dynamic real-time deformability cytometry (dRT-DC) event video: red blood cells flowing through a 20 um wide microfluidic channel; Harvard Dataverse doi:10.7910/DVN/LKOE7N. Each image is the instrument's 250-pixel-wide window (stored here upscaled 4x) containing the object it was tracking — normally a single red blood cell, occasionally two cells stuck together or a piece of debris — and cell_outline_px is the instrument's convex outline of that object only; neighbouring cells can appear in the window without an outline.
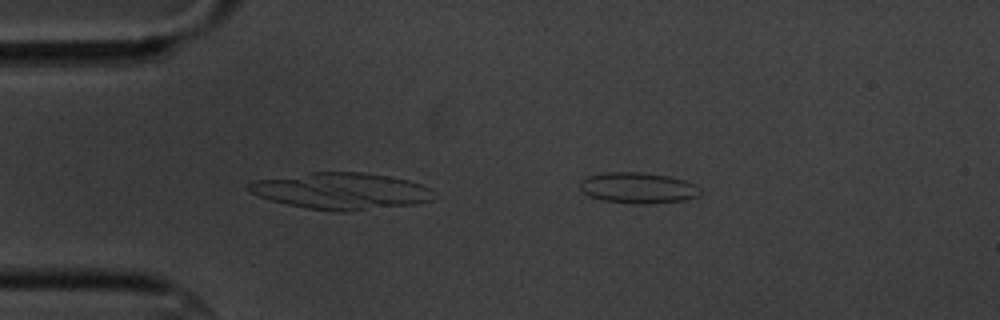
{"species": "common noctule bat (a hibernating species)", "species_latin": "Nyctalus noctula", "temperature_condition": "cold", "stored_images_in_passage": 5, "camera_frame_rate_fps": 3000, "um_per_image_px": 0.085, "animal": {"sex": "male", "body_mass_g": 20.1, "forearm_length_mm": 53.5}, "frame": {"image": 1, "passage_image": 5, "time_ms": 4.667, "image_size_px": [1000, 320], "cell_outline_px": [[700, 196], [684, 200], [648, 204], [636, 204], [600, 200], [588, 196], [580, 188], [580, 180], [588, 176], [604, 172], [640, 172], [668, 176], [684, 180], [696, 184], [700, 188]], "centroid_in_image_um": [54.22, 15.97], "position_along_channel_um": 30.8, "area_um2": 21.85}}